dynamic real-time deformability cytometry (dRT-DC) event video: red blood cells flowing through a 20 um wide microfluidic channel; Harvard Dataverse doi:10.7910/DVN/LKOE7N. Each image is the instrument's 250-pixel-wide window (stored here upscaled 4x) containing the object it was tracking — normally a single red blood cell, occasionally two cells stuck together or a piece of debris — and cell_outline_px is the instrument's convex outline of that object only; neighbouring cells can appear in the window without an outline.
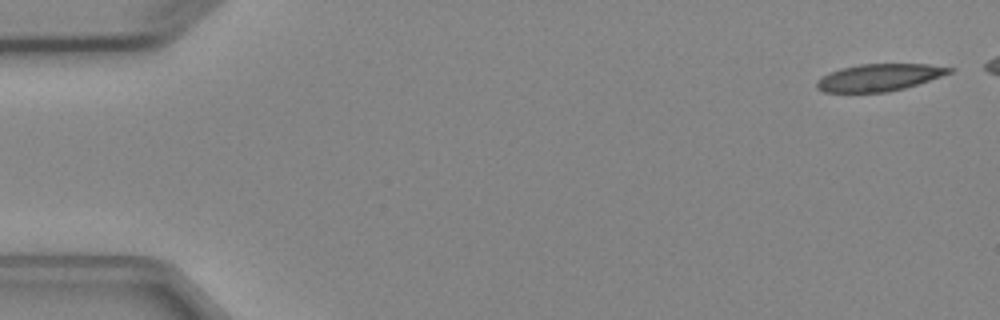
{"species": "Egyptian fruit bat (a non-hibernating species)", "species_latin": "Rousettus aegyptiacus", "temperature_condition": "cold", "stored_images_in_passage": 7, "camera_frame_rate_fps": 3000, "um_per_image_px": 0.085, "animal": {"sex": "female"}, "frame": {"image": 1, "passage_image": 1, "time_ms": 0.0, "image_size_px": [1000, 320], "cell_outline_px": [[956, 68], [952, 72], [904, 88], [888, 92], [824, 92], [816, 88], [816, 80], [840, 68], [860, 64], [928, 64]], "centroid_in_image_um": [74.72, 6.58], "position_along_channel_um": 10.3, "area_um2": 20.75}}